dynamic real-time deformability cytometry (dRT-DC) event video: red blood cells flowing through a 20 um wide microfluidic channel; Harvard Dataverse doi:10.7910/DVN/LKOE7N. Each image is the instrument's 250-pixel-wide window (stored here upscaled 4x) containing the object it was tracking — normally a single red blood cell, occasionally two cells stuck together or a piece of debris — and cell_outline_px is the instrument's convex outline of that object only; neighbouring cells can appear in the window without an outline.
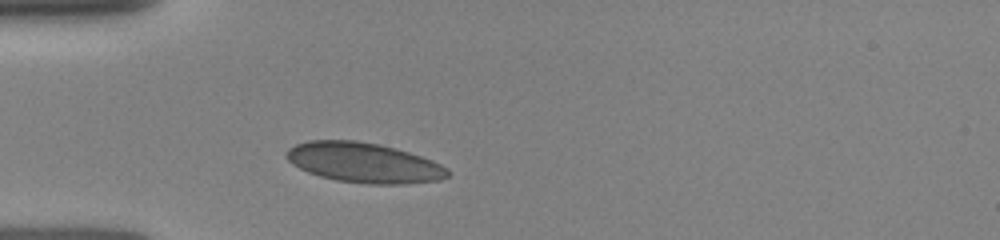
{"species": "human", "species_latin": "Homo sapiens", "temperature_condition": "room temperature", "stored_images_in_passage": 17, "camera_frame_rate_fps": 3000, "um_per_image_px": 0.085, "donor": {"sex": "female"}, "frame": {"image": 1, "passage_image": 1, "time_ms": 0.0, "image_size_px": [1000, 240], "cell_outline_px": [[448, 176], [440, 180], [404, 184], [368, 184], [336, 180], [320, 176], [308, 172], [292, 164], [284, 156], [288, 148], [296, 144], [308, 140], [356, 140], [380, 144], [408, 152], [432, 160], [448, 168]], "centroid_in_image_um": [30.9, 13.82], "position_along_channel_um": 54.1, "area_um2": 37.63}}
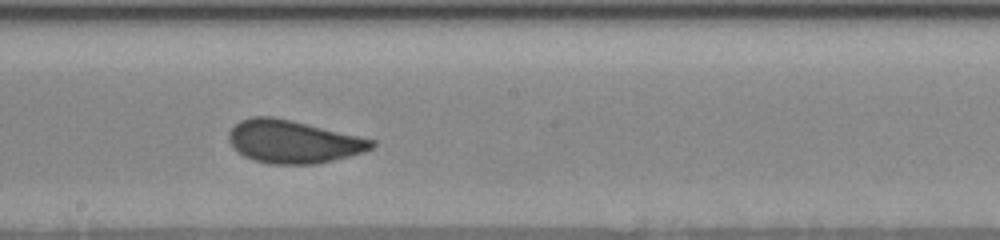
{"frame": {"image": 2, "passage_image": 8, "time_ms": 4.333, "image_size_px": [1000, 240], "cell_outline_px": [[376, 144], [372, 148], [364, 152], [316, 164], [272, 164], [252, 160], [236, 152], [232, 148], [228, 140], [228, 132], [240, 120], [252, 116], [272, 116], [292, 120], [376, 140]], "centroid_in_image_um": [24.88, 12.04], "position_along_channel_um": 223.3, "area_um2": 35.89}}
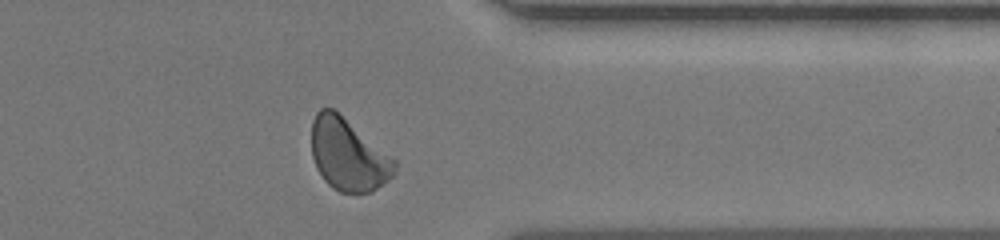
{"frame": {"image": 3, "passage_image": 15, "time_ms": 8.333, "image_size_px": [1000, 240], "cell_outline_px": [[396, 172], [384, 184], [372, 192], [340, 192], [332, 188], [324, 180], [316, 168], [312, 156], [312, 120], [316, 112], [320, 108], [332, 108], [396, 160]], "centroid_in_image_um": [29.59, 13.17], "position_along_channel_um": 381.8, "area_um2": 34.62}}